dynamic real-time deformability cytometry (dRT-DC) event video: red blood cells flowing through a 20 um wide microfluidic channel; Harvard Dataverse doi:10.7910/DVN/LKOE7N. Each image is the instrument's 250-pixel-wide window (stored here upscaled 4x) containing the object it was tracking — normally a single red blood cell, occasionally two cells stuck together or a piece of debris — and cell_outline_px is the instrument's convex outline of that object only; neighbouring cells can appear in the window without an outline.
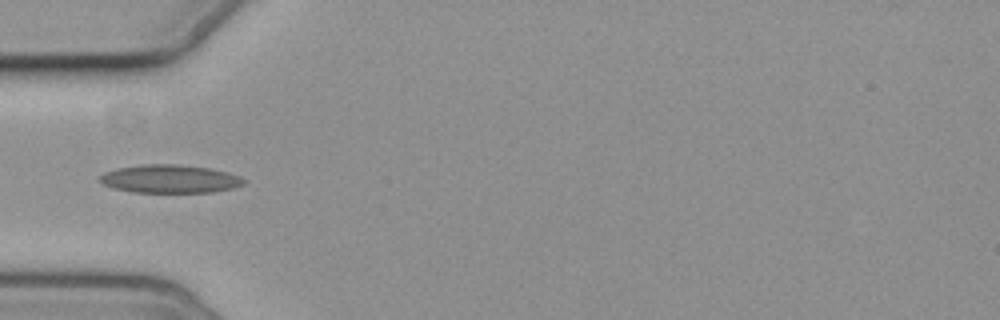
{"species": "common noctule bat (a hibernating species)", "species_latin": "Nyctalus noctula", "temperature_condition": "cold", "stored_images_in_passage": 8, "camera_frame_rate_fps": 3000, "um_per_image_px": 0.085, "animal": {"sex": "female", "body_mass_g": 19.3, "forearm_length_mm": 54.1}, "frame": {"image": 1, "passage_image": 6, "time_ms": 6.0, "image_size_px": [1000, 320], "cell_outline_px": [[248, 180], [244, 184], [232, 188], [212, 192], [132, 192], [116, 188], [104, 184], [100, 180], [100, 176], [104, 172], [120, 168], [140, 164], [176, 164], [212, 168], [228, 172], [240, 176]], "centroid_in_image_um": [14.5, 15.2], "position_along_channel_um": 70.5, "area_um2": 23.64}}
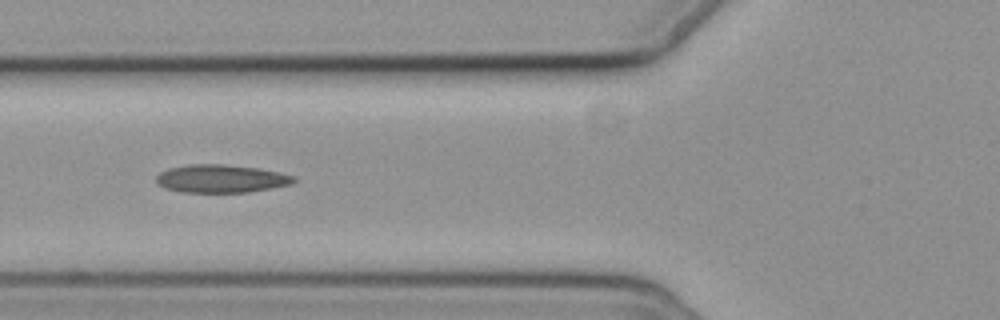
{"frame": {"image": 2, "passage_image": 7, "time_ms": 7.0, "image_size_px": [1000, 320], "cell_outline_px": [[296, 180], [292, 184], [272, 188], [248, 192], [180, 192], [164, 188], [156, 184], [156, 176], [160, 172], [168, 168], [188, 164], [224, 164], [260, 168], [296, 176]], "centroid_in_image_um": [18.78, 15.18], "position_along_channel_um": 107.0, "area_um2": 22.72}}
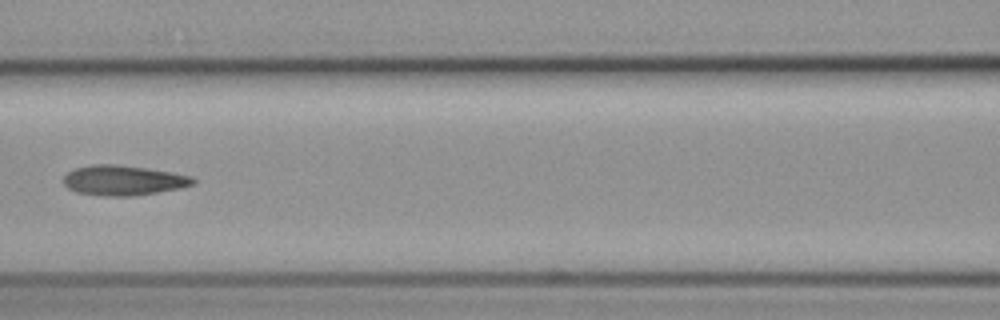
{"frame": {"image": 3, "passage_image": 8, "time_ms": 8.333, "image_size_px": [1000, 320], "cell_outline_px": [[196, 180], [192, 184], [180, 188], [132, 196], [104, 196], [76, 192], [68, 188], [64, 184], [64, 176], [68, 172], [76, 168], [92, 164], [116, 164], [148, 168], [172, 172], [192, 176]], "centroid_in_image_um": [10.47, 15.32], "position_along_channel_um": 156.1, "area_um2": 22.6}}